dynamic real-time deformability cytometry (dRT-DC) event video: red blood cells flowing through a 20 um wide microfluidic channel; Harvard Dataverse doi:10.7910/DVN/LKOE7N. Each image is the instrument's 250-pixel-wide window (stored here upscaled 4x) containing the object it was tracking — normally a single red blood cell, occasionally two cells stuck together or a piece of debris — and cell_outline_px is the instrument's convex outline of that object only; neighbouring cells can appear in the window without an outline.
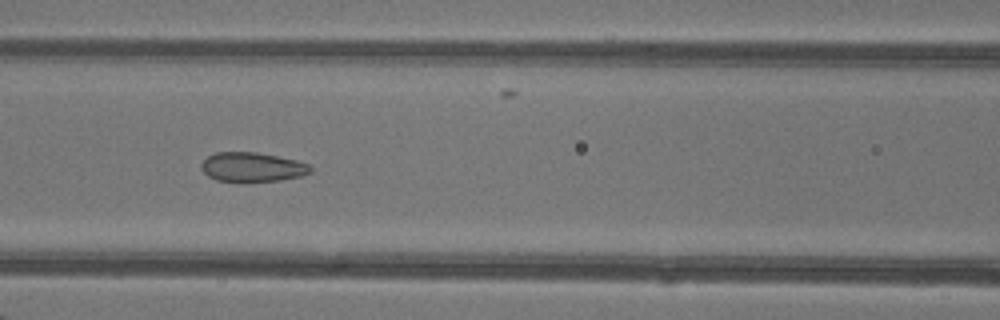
{"species": "common noctule bat (a hibernating species)", "species_latin": "Nyctalus noctula", "temperature_condition": "warm", "stored_images_in_passage": 34, "camera_frame_rate_fps": 3000, "um_per_image_px": 0.085, "animal": {"sex": "female"}, "frame": {"image": 1, "passage_image": 8, "time_ms": 2.333, "image_size_px": [1000, 320], "cell_outline_px": [[312, 172], [300, 176], [280, 180], [248, 184], [216, 180], [208, 176], [200, 168], [200, 164], [208, 156], [216, 152], [256, 152], [296, 160], [308, 164], [312, 168]], "centroid_in_image_um": [21.41, 14.24], "position_along_channel_um": 145.2, "area_um2": 19.19}}
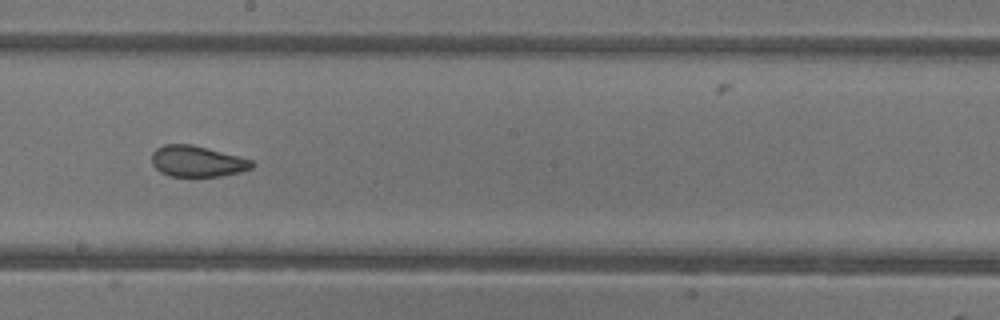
{"frame": {"image": 2, "passage_image": 14, "time_ms": 4.333, "image_size_px": [1000, 320], "cell_outline_px": [[256, 164], [252, 168], [240, 172], [220, 176], [168, 176], [160, 172], [152, 164], [152, 152], [156, 148], [164, 144], [192, 144], [208, 148], [252, 160]], "centroid_in_image_um": [16.75, 13.71], "position_along_channel_um": 231.5, "area_um2": 18.15}}
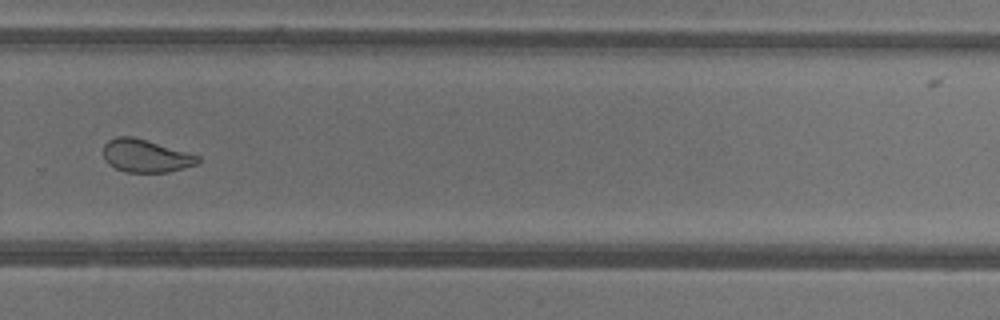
{"frame": {"image": 3, "passage_image": 20, "time_ms": 6.333, "image_size_px": [1000, 320], "cell_outline_px": [[200, 160], [196, 164], [184, 168], [168, 172], [124, 172], [108, 164], [104, 160], [104, 144], [108, 140], [116, 136], [132, 136], [148, 140], [200, 156]], "centroid_in_image_um": [12.36, 13.24], "position_along_channel_um": 317.4, "area_um2": 18.15}, "authors_computed_cell_mechanics": {"area_um2": 19.8832, "velocity_mm_per_s": 4.317, "shape_relaxation_time_tau1_ms": null, "shape_relaxation_time_tau2_ms": 0.8833, "deformation_change_tau1": null, "deformation_change_tau2": 0.0558}}